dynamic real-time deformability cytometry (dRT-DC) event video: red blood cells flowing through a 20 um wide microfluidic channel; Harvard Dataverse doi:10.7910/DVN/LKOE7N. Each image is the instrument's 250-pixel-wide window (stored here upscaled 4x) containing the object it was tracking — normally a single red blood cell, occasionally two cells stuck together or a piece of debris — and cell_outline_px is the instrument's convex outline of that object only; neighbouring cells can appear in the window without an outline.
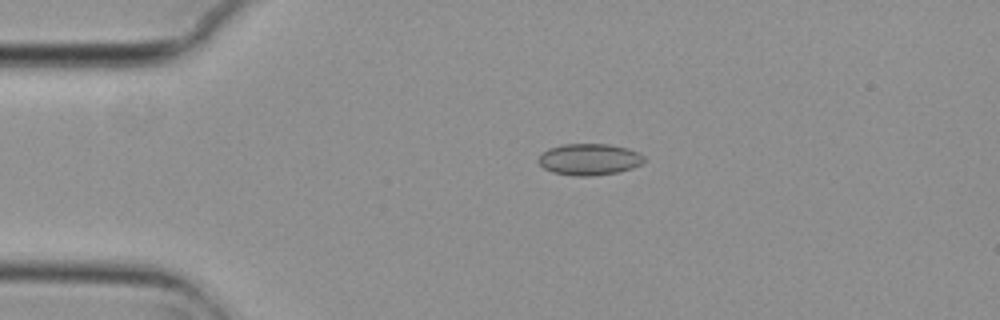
{"species": "common noctule bat (a hibernating species)", "species_latin": "Nyctalus noctula", "temperature_condition": "cold", "stored_images_in_passage": 5, "camera_frame_rate_fps": 3000, "um_per_image_px": 0.085, "animal": {"sex": "female", "body_mass_g": 29.2, "forearm_length_mm": 56.3}, "frame": {"image": 1, "passage_image": 4, "time_ms": 1.0, "image_size_px": [1000, 320], "cell_outline_px": [[644, 160], [640, 164], [632, 168], [620, 172], [588, 176], [576, 176], [552, 172], [544, 168], [536, 160], [548, 148], [564, 144], [608, 144], [628, 148], [640, 152], [644, 156]], "centroid_in_image_um": [50.1, 13.54], "position_along_channel_um": 34.9, "area_um2": 19.42}}